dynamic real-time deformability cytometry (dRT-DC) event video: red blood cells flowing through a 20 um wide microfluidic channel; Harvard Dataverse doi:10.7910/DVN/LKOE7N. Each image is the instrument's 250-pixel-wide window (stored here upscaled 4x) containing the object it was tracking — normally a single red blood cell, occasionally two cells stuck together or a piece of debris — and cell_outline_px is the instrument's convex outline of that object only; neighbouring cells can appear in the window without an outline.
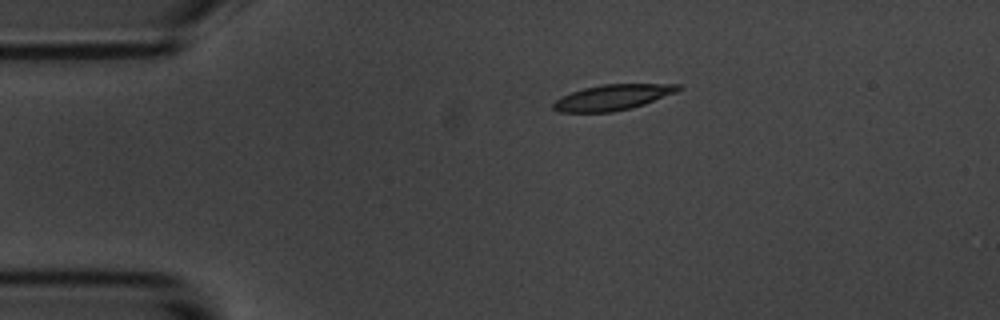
{"species": "common noctule bat (a hibernating species)", "species_latin": "Nyctalus noctula", "temperature_condition": "room temperature", "stored_images_in_passage": 46, "camera_frame_rate_fps": 3000, "um_per_image_px": 0.085, "animal": {"sex": "male", "body_mass_g": 20.1, "forearm_length_mm": 53.5}, "frame": {"image": 1, "passage_image": 1, "time_ms": 0.0, "image_size_px": [1000, 320], "cell_outline_px": [[684, 88], [676, 92], [644, 104], [632, 108], [612, 112], [560, 112], [552, 108], [552, 104], [560, 96], [584, 88], [600, 84], [680, 84]], "centroid_in_image_um": [52.07, 8.27], "position_along_channel_um": 32.9, "area_um2": 18.67}}
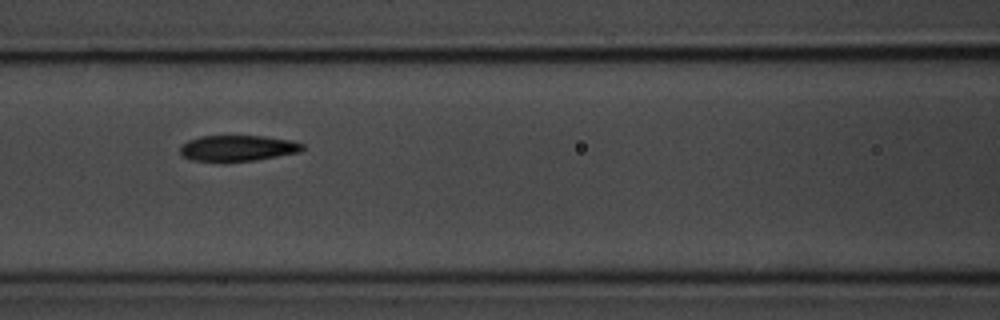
{"frame": {"image": 2, "passage_image": 14, "time_ms": 4.333, "image_size_px": [1000, 320], "cell_outline_px": [[304, 148], [300, 152], [256, 160], [188, 160], [180, 152], [180, 144], [188, 140], [200, 136], [264, 136], [292, 140], [304, 144]], "centroid_in_image_um": [20.22, 12.57], "position_along_channel_um": 146.4, "area_um2": 18.26}}
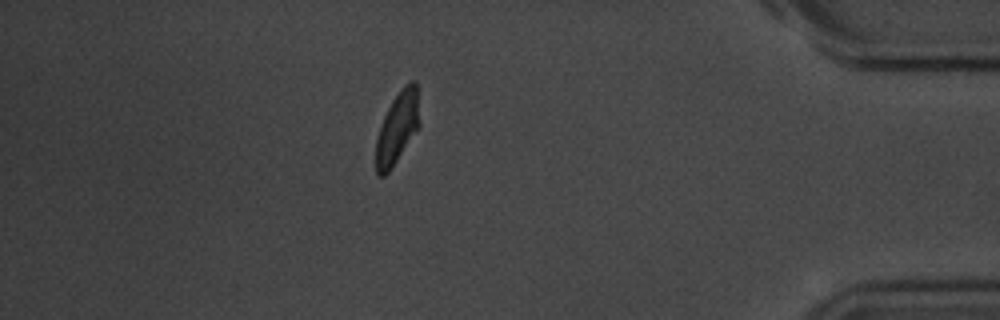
{"frame": {"image": 3, "passage_image": 39, "time_ms": 12.667, "image_size_px": [1000, 320], "cell_outline_px": [[420, 128], [392, 168], [384, 176], [376, 176], [376, 140], [384, 116], [392, 100], [412, 80], [416, 80], [420, 124]], "centroid_in_image_um": [33.79, 10.93], "position_along_channel_um": 401.4, "area_um2": 18.15}, "authors_computed_cell_mechanics": {"area_um2": 19.0162, "velocity_mm_per_s": 3.5684, "shape_relaxation_time_tau1_ms": 3.7174, "shape_relaxation_time_tau2_ms": 1.8563, "deformation_change_tau1": 0.1462, "deformation_change_tau2": 0.0774}}